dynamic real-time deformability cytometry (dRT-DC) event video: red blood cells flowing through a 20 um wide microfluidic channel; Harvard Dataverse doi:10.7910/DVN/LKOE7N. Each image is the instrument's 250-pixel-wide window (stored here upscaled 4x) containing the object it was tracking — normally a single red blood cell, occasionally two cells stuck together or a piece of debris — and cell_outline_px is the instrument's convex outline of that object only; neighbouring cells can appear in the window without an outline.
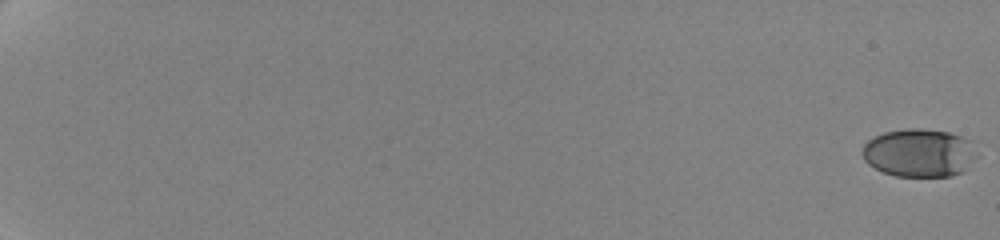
{"species": "human", "species_latin": "Homo sapiens", "temperature_condition": "cold", "stored_images_in_passage": 20, "camera_frame_rate_fps": 3000, "um_per_image_px": 0.085, "donor": {"sex": "female"}, "frame": {"image": 1, "passage_image": 1, "time_ms": 0.0, "image_size_px": [1000, 240], "cell_outline_px": [[980, 156], [964, 172], [952, 176], [896, 176], [884, 172], [868, 164], [864, 160], [860, 152], [864, 144], [868, 140], [884, 132], [904, 128], [920, 128], [948, 132], [972, 140]], "centroid_in_image_um": [78.19, 12.99], "position_along_channel_um": 6.8, "area_um2": 32.83}}
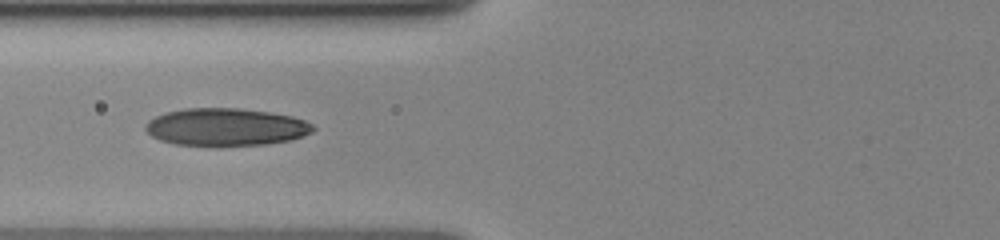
{"frame": {"image": 2, "passage_image": 17, "time_ms": 9.667, "image_size_px": [1000, 240], "cell_outline_px": [[316, 128], [312, 132], [288, 140], [264, 144], [220, 148], [208, 148], [176, 144], [160, 140], [152, 136], [144, 128], [144, 124], [148, 120], [156, 116], [168, 112], [184, 108], [240, 108], [268, 112], [292, 116], [304, 120], [312, 124]], "centroid_in_image_um": [19.15, 10.83], "position_along_channel_um": 106.6, "area_um2": 37.4}}
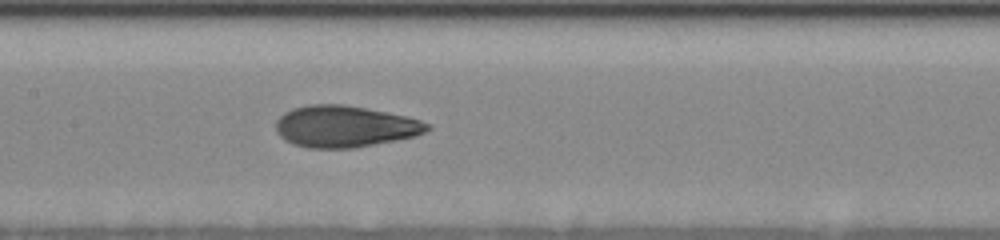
{"frame": {"image": 3, "passage_image": 20, "time_ms": 11.667, "image_size_px": [1000, 240], "cell_outline_px": [[432, 128], [416, 136], [396, 140], [352, 148], [308, 148], [292, 144], [284, 140], [276, 132], [276, 120], [284, 112], [292, 108], [308, 104], [344, 104], [408, 116], [420, 120], [428, 124]], "centroid_in_image_um": [29.28, 10.74], "position_along_channel_um": 178.1, "area_um2": 36.82}}